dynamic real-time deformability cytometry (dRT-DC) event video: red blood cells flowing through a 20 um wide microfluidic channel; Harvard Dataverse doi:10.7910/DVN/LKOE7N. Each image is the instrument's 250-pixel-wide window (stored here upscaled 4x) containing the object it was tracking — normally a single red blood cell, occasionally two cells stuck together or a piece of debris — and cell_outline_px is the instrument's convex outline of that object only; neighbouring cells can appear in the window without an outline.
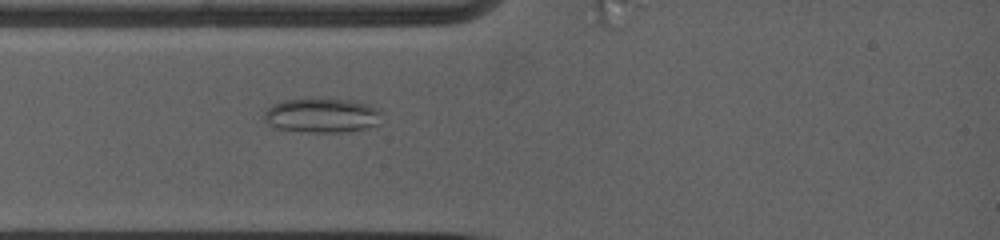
{"species": "common noctule bat (a hibernating species)", "species_latin": "Nyctalus noctula", "temperature_condition": "warm", "stored_images_in_passage": 1, "camera_frame_rate_fps": 5000, "um_per_image_px": 0.085, "animal": {"sex": "female", "body_mass_g": 19.0, "forearm_length_mm": 53.3}, "frame": {"image": 1, "passage_image": 1, "time_ms": 0.0, "image_size_px": [1000, 240], "cell_outline_px": [[380, 112], [376, 124], [364, 128], [340, 132], [308, 132], [276, 128], [268, 124], [264, 120], [264, 112], [272, 104], [280, 100], [312, 96], [316, 96], [352, 100], [368, 104], [376, 108]], "centroid_in_image_um": [27.27, 9.75], "position_along_channel_um": 57.7, "area_um2": 24.1}}